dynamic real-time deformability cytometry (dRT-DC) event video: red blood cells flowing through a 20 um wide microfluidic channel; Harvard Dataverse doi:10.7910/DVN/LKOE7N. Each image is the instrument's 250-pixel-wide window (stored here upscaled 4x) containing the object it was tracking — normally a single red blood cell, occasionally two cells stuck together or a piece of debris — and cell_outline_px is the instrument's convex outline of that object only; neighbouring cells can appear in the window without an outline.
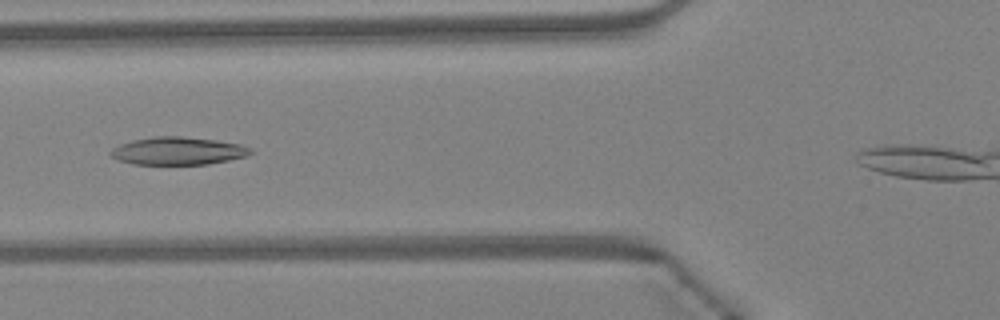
{"species": "Egyptian fruit bat (a non-hibernating species)", "species_latin": "Rousettus aegyptiacus", "temperature_condition": "warm", "stored_images_in_passage": 36, "camera_frame_rate_fps": 3000, "um_per_image_px": 0.085, "animal": {"sex": "female"}, "frame": {"image": 1, "passage_image": 10, "time_ms": 3.0, "image_size_px": [1000, 320], "cell_outline_px": [[256, 152], [248, 156], [208, 164], [132, 164], [120, 160], [112, 156], [108, 152], [112, 148], [120, 144], [132, 140], [152, 136], [180, 136], [216, 140], [240, 144], [252, 148]], "centroid_in_image_um": [15.16, 12.82], "position_along_channel_um": 110.6, "area_um2": 22.77}}
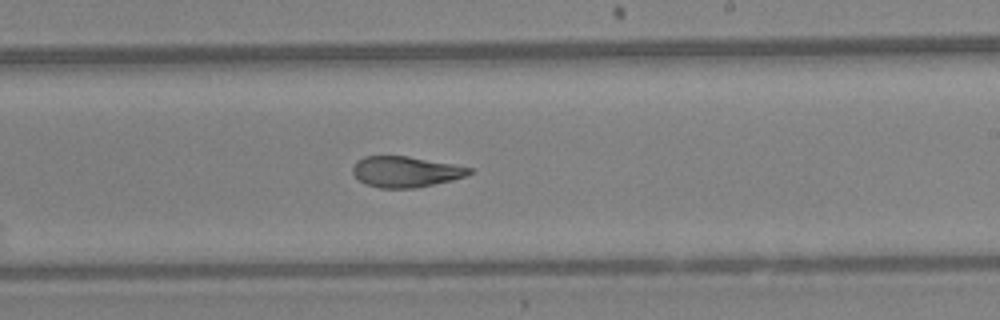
{"frame": {"image": 2, "passage_image": 20, "time_ms": 6.333, "image_size_px": [1000, 320], "cell_outline_px": [[472, 172], [464, 176], [452, 180], [416, 188], [380, 188], [368, 184], [360, 180], [352, 172], [352, 168], [356, 160], [364, 156], [408, 156], [452, 164], [472, 168]], "centroid_in_image_um": [34.46, 14.59], "position_along_channel_um": 254.5, "area_um2": 20.75}}
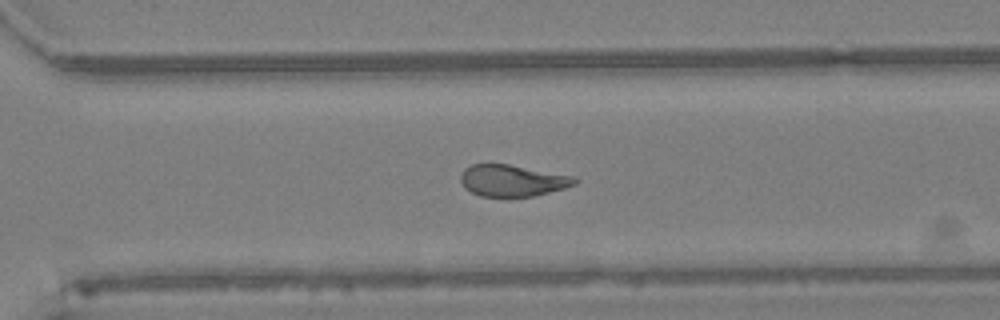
{"frame": {"image": 3, "passage_image": 25, "time_ms": 8.0, "image_size_px": [1000, 320], "cell_outline_px": [[576, 184], [564, 188], [532, 196], [480, 196], [464, 188], [460, 180], [460, 176], [464, 168], [472, 164], [508, 164], [572, 176], [576, 180]], "centroid_in_image_um": [43.49, 15.34], "position_along_channel_um": 327.1, "area_um2": 20.69}, "authors_computed_cell_mechanics": {"area_um2": 21.5594, "velocity_mm_per_s": 4.3401, "shape_relaxation_time_tau1_ms": 8.0114, "shape_relaxation_time_tau2_ms": 2.4148, "deformation_change_tau1": 0.2289, "deformation_change_tau2": 0.0955}}